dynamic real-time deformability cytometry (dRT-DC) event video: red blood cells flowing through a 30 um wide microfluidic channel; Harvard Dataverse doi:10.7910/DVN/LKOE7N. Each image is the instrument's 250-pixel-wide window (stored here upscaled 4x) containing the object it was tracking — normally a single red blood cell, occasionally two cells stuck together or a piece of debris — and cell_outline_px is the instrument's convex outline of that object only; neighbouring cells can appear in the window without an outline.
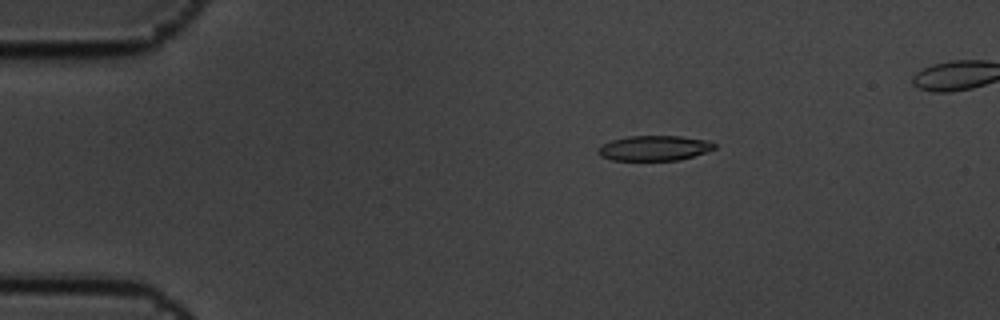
{"species": "common noctule bat (a hibernating species)", "species_latin": "Nyctalus noctula", "temperature_condition": "cold", "stored_images_in_passage": 6, "camera_frame_rate_fps": 3000, "um_per_image_px": 0.085, "animal": {"sex": "male", "body_mass_g": 19.5, "forearm_length_mm": 54.6}, "frame": {"image": 1, "passage_image": 3, "time_ms": 0.667, "image_size_px": [1000, 320], "cell_outline_px": [[716, 148], [680, 160], [612, 160], [600, 156], [596, 152], [596, 148], [600, 144], [612, 140], [628, 136], [680, 136], [708, 140], [716, 144]], "centroid_in_image_um": [55.56, 12.58], "position_along_channel_um": 29.4, "area_um2": 17.11}}